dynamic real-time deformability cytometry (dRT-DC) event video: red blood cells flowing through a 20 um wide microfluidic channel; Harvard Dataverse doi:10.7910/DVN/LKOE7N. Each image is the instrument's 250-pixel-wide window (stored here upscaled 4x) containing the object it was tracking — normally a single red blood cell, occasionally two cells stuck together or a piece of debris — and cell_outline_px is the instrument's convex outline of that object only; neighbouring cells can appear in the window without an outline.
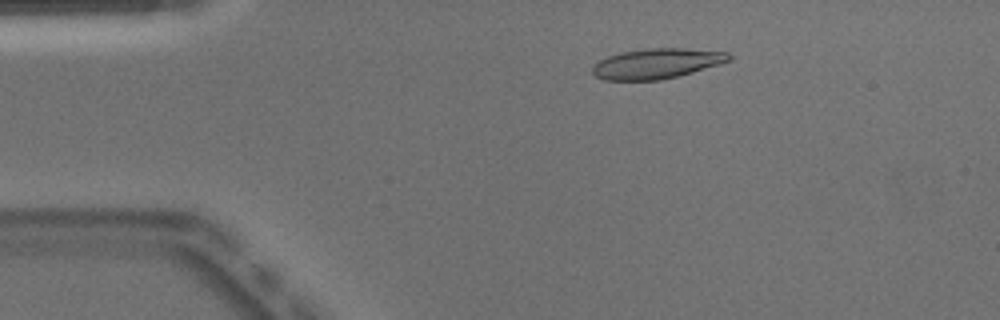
{"species": "Egyptian fruit bat (a non-hibernating species)", "species_latin": "Rousettus aegyptiacus", "temperature_condition": "warm", "stored_images_in_passage": 50, "camera_frame_rate_fps": 3000, "um_per_image_px": 0.085, "animal": {"sex": "male"}, "frame": {"image": 1, "passage_image": 9, "time_ms": 2.667, "image_size_px": [1000, 320], "cell_outline_px": [[732, 60], [720, 64], [692, 72], [660, 80], [604, 80], [596, 76], [592, 72], [592, 68], [600, 60], [608, 56], [620, 52], [648, 48], [680, 48], [728, 52], [732, 56]], "centroid_in_image_um": [55.83, 5.4], "position_along_channel_um": 29.2, "area_um2": 23.87}}
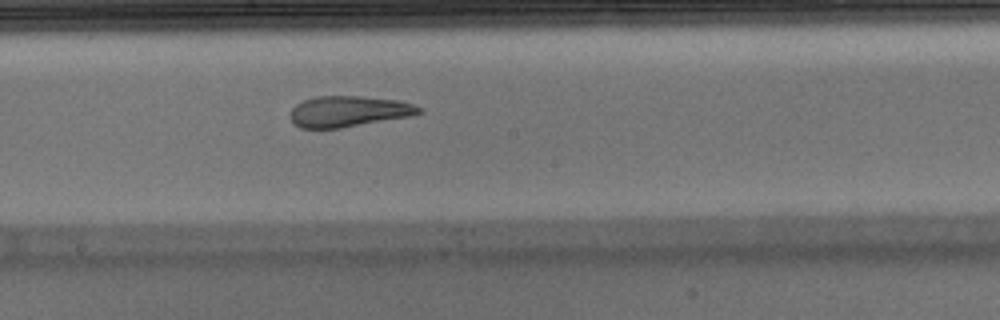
{"frame": {"image": 2, "passage_image": 27, "time_ms": 8.667, "image_size_px": [1000, 320], "cell_outline_px": [[424, 112], [412, 116], [340, 128], [300, 128], [288, 116], [292, 108], [296, 104], [304, 100], [316, 96], [360, 96], [396, 100], [412, 104], [424, 108]], "centroid_in_image_um": [29.64, 9.47], "position_along_channel_um": 218.6, "area_um2": 23.24}}
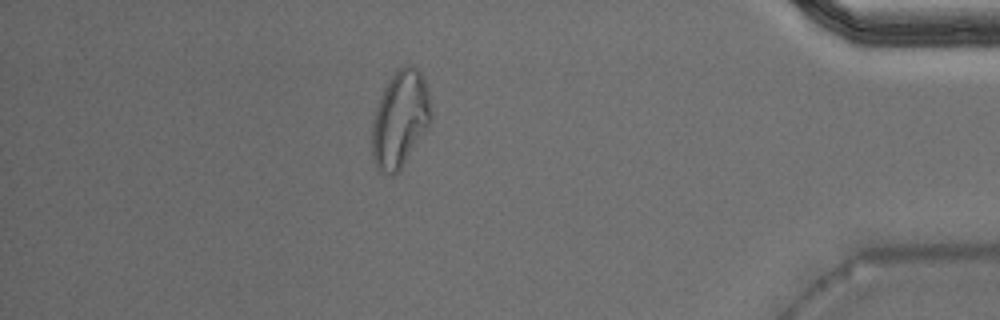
{"frame": {"image": 3, "passage_image": 44, "time_ms": 14.333, "image_size_px": [1000, 320], "cell_outline_px": [[432, 116], [428, 128], [400, 168], [392, 176], [380, 172], [376, 168], [372, 156], [372, 120], [380, 96], [388, 80], [404, 64], [412, 64], [420, 72], [424, 80], [428, 92], [432, 108]], "centroid_in_image_um": [34.0, 10.12], "position_along_channel_um": 401.2, "area_um2": 33.23}, "authors_computed_cell_mechanics": {"area_um2": 24.1604, "velocity_mm_per_s": 3.966, "shape_relaxation_time_tau1_ms": null, "shape_relaxation_time_tau2_ms": 2.1804, "deformation_change_tau1": null, "deformation_change_tau2": 0.0934}}